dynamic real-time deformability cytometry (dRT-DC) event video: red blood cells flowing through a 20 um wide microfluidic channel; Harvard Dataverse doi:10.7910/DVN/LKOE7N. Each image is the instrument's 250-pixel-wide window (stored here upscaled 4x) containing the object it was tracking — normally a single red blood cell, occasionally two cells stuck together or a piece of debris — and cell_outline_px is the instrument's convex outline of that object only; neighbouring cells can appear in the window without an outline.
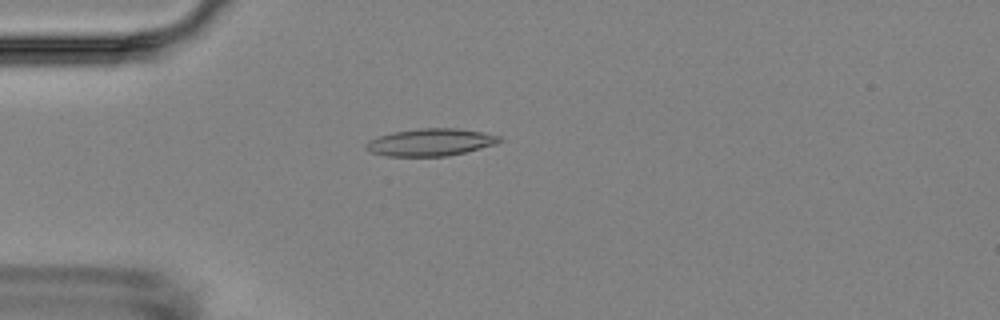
{"species": "Egyptian fruit bat (a non-hibernating species)", "species_latin": "Rousettus aegyptiacus", "temperature_condition": "room temperature", "stored_images_in_passage": 6, "camera_frame_rate_fps": 3000, "um_per_image_px": 0.085, "animal": {"sex": "female"}, "frame": {"image": 1, "passage_image": 3, "time_ms": 2.333, "image_size_px": [1000, 320], "cell_outline_px": [[504, 140], [496, 144], [448, 156], [388, 156], [372, 152], [364, 148], [364, 144], [368, 140], [392, 132], [420, 128], [456, 128], [484, 132], [500, 136]], "centroid_in_image_um": [36.6, 12.08], "position_along_channel_um": 48.4, "area_um2": 21.27}}